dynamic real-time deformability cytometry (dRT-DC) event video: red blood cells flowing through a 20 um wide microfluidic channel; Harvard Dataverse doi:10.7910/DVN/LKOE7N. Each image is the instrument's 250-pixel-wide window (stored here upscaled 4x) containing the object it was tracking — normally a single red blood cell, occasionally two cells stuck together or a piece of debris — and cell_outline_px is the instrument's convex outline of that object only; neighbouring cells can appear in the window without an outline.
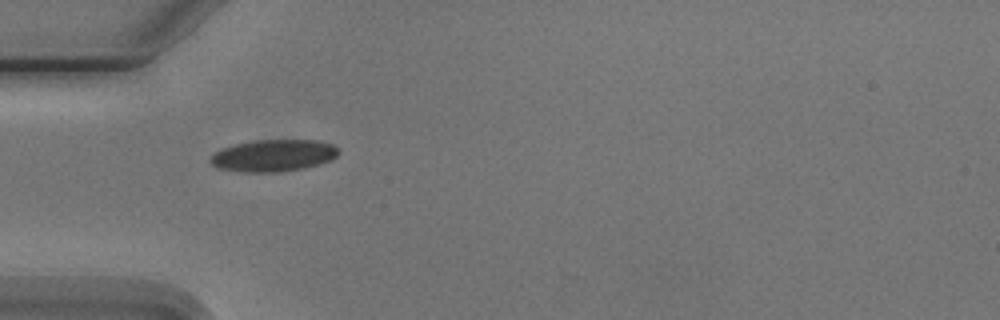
{"species": "Egyptian fruit bat (a non-hibernating species)", "species_latin": "Rousettus aegyptiacus", "temperature_condition": "cold", "stored_images_in_passage": 3, "camera_frame_rate_fps": 3000, "um_per_image_px": 0.085, "animal": {"sex": "male"}, "frame": {"image": 1, "passage_image": 1, "time_ms": 0.0, "image_size_px": [1000, 320], "cell_outline_px": [[340, 152], [332, 160], [304, 168], [280, 172], [244, 172], [216, 168], [208, 160], [216, 152], [224, 148], [236, 144], [256, 140], [316, 140], [332, 144]], "centroid_in_image_um": [23.25, 13.23], "position_along_channel_um": 61.8, "area_um2": 23.76}}
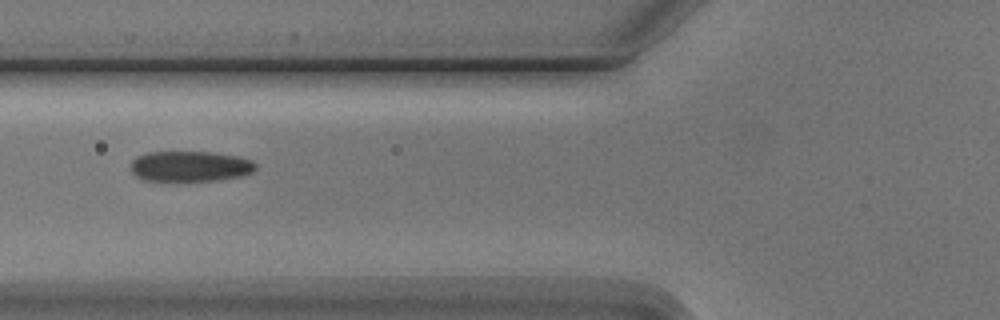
{"frame": {"image": 2, "passage_image": 2, "time_ms": 1.333, "image_size_px": [1000, 320], "cell_outline_px": [[256, 168], [252, 172], [240, 176], [216, 180], [144, 180], [136, 176], [132, 172], [132, 160], [136, 156], [148, 152], [212, 152], [236, 156], [252, 160], [256, 164]], "centroid_in_image_um": [16.16, 14.12], "position_along_channel_um": 109.6, "area_um2": 21.96}}
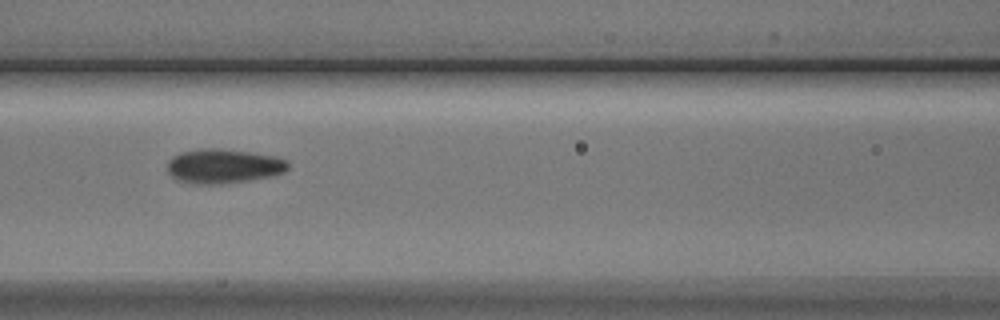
{"frame": {"image": 3, "passage_image": 3, "time_ms": 2.333, "image_size_px": [1000, 320], "cell_outline_px": [[288, 168], [284, 172], [272, 176], [224, 184], [196, 184], [176, 180], [168, 172], [168, 160], [172, 156], [180, 152], [204, 148], [220, 148], [252, 152], [276, 156], [288, 160]], "centroid_in_image_um": [19.0, 14.11], "position_along_channel_um": 147.6, "area_um2": 24.45}}